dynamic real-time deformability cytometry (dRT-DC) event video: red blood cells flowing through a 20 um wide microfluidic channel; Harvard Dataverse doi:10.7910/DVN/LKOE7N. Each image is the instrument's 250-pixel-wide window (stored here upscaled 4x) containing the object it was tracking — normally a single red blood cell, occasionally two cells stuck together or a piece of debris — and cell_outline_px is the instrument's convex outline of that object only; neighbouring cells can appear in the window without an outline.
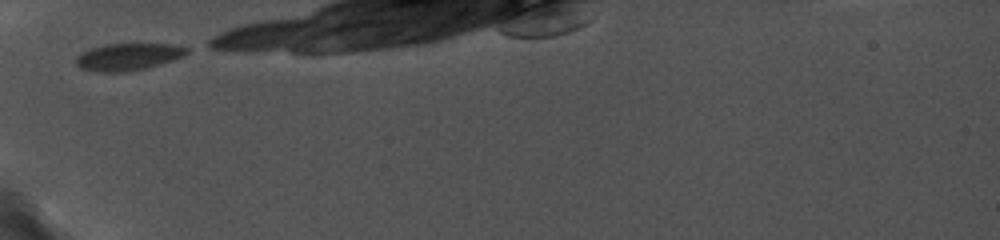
{"species": "common noctule bat (a hibernating species)", "species_latin": "Nyctalus noctula", "temperature_condition": "cold", "stored_images_in_passage": 10, "camera_frame_rate_fps": 5000, "um_per_image_px": 0.085, "animal": {"sex": "female", "body_mass_g": 19.0, "forearm_length_mm": 56.7}, "frame": {"image": 1, "passage_image": 1, "time_ms": 0.0, "image_size_px": [1000, 240], "cell_outline_px": [[188, 52], [184, 56], [160, 64], [144, 68], [124, 72], [100, 72], [80, 68], [76, 64], [76, 56], [80, 52], [104, 44], [180, 44], [188, 48]], "centroid_in_image_um": [10.89, 4.82], "position_along_channel_um": 74.1, "area_um2": 17.51}}